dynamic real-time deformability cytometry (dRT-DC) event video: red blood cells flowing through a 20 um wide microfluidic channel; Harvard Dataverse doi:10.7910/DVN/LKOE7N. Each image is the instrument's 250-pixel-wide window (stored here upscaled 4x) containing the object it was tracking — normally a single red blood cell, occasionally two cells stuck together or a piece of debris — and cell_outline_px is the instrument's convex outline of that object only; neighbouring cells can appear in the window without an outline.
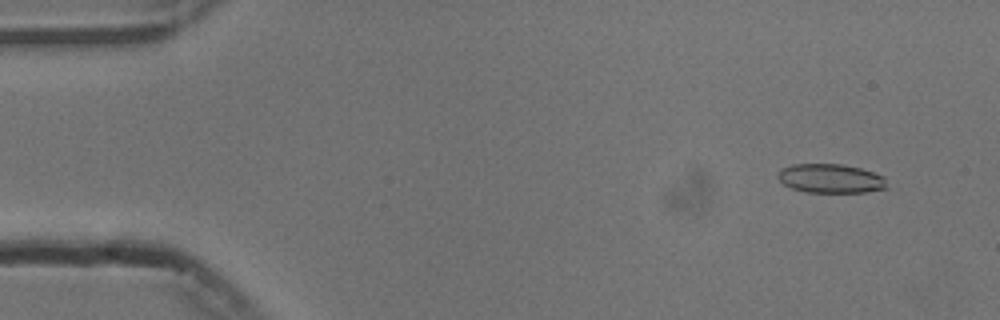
{"species": "common noctule bat (a hibernating species)", "species_latin": "Nyctalus noctula", "temperature_condition": "cold", "stored_images_in_passage": 54, "camera_frame_rate_fps": 3000, "um_per_image_px": 0.085, "animal": {"sex": "male", "body_mass_g": 13.3}, "frame": {"image": 1, "passage_image": 4, "time_ms": 1.0, "image_size_px": [1000, 320], "cell_outline_px": [[888, 188], [868, 192], [804, 192], [792, 188], [784, 184], [776, 176], [780, 168], [792, 164], [840, 164], [860, 168], [884, 176]], "centroid_in_image_um": [70.59, 15.17], "position_along_channel_um": 14.4, "area_um2": 18.55}}
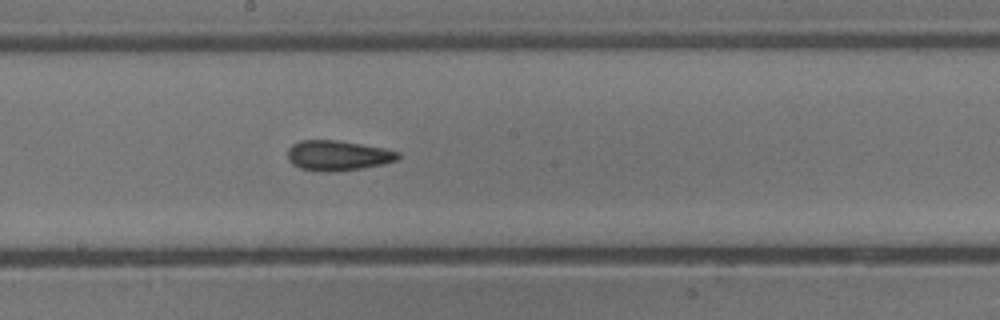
{"frame": {"image": 2, "passage_image": 29, "time_ms": 9.333, "image_size_px": [1000, 320], "cell_outline_px": [[400, 156], [396, 160], [384, 164], [360, 168], [332, 172], [324, 172], [300, 168], [292, 164], [288, 160], [288, 148], [292, 144], [300, 140], [336, 140], [384, 148], [400, 152]], "centroid_in_image_um": [28.69, 13.22], "position_along_channel_um": 219.5, "area_um2": 19.36}}
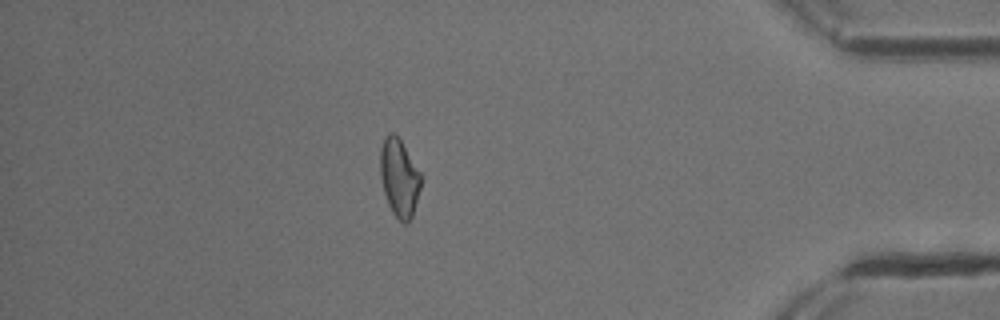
{"frame": {"image": 3, "passage_image": 47, "time_ms": 15.333, "image_size_px": [1000, 320], "cell_outline_px": [[424, 176], [412, 216], [408, 224], [404, 224], [392, 212], [388, 204], [384, 192], [380, 176], [380, 148], [384, 136], [388, 132], [392, 132], [400, 140]], "centroid_in_image_um": [33.95, 15.1], "position_along_channel_um": 401.3, "area_um2": 18.73}, "authors_computed_cell_mechanics": {"area_um2": 18.9295, "velocity_mm_per_s": 3.7614, "shape_relaxation_time_tau1_ms": 8.0448, "shape_relaxation_time_tau2_ms": 1.4885, "deformation_change_tau1": 0.2002, "deformation_change_tau2": 0.0959}}